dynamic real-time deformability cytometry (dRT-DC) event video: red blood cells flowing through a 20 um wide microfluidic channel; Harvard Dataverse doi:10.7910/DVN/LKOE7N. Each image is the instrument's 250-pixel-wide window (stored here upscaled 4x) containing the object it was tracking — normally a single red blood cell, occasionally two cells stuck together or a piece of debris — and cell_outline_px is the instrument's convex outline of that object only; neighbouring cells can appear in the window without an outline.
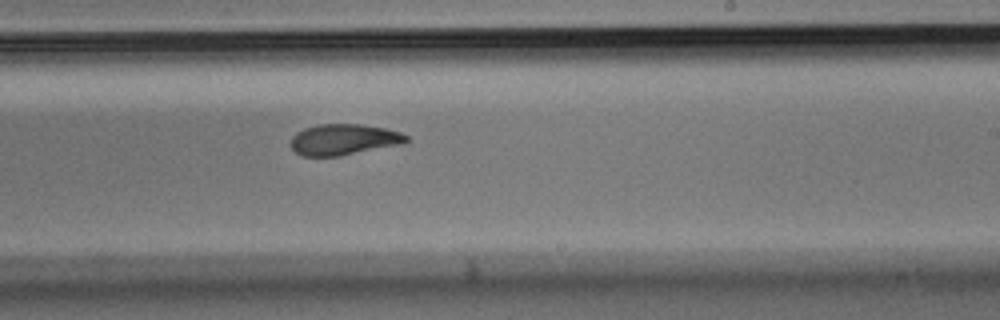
{"species": "Egyptian fruit bat (a non-hibernating species)", "species_latin": "Rousettus aegyptiacus", "temperature_condition": "room temperature", "stored_images_in_passage": 8, "camera_frame_rate_fps": 3000, "um_per_image_px": 0.085, "animal": {"sex": "male"}, "frame": {"image": 1, "passage_image": 8, "time_ms": 2.333, "image_size_px": [1000, 320], "cell_outline_px": [[408, 140], [404, 144], [340, 156], [304, 156], [296, 152], [292, 148], [292, 136], [296, 132], [304, 128], [316, 124], [360, 124], [384, 128], [400, 132], [408, 136]], "centroid_in_image_um": [29.23, 11.86], "position_along_channel_um": 259.8, "area_um2": 20.92}}